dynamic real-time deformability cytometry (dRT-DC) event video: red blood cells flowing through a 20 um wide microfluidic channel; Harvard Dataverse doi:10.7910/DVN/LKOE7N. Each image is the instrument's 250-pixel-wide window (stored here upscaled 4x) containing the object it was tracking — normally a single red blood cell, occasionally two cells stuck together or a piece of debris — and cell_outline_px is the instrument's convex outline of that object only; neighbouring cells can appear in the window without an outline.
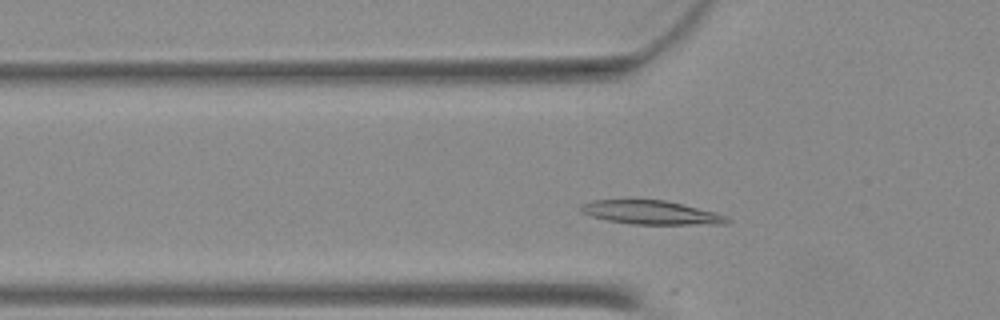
{"species": "Egyptian fruit bat (a non-hibernating species)", "species_latin": "Rousettus aegyptiacus", "temperature_condition": "warm", "stored_images_in_passage": 37, "camera_frame_rate_fps": 3000, "um_per_image_px": 0.085, "animal": {"sex": "female"}, "frame": {"image": 1, "passage_image": 7, "time_ms": 2.0, "image_size_px": [1000, 320], "cell_outline_px": [[732, 220], [728, 224], [632, 224], [608, 220], [592, 216], [580, 212], [576, 208], [580, 204], [592, 200], [664, 200], [716, 212]], "centroid_in_image_um": [55.3, 18.06], "position_along_channel_um": 70.5, "area_um2": 20.23}}
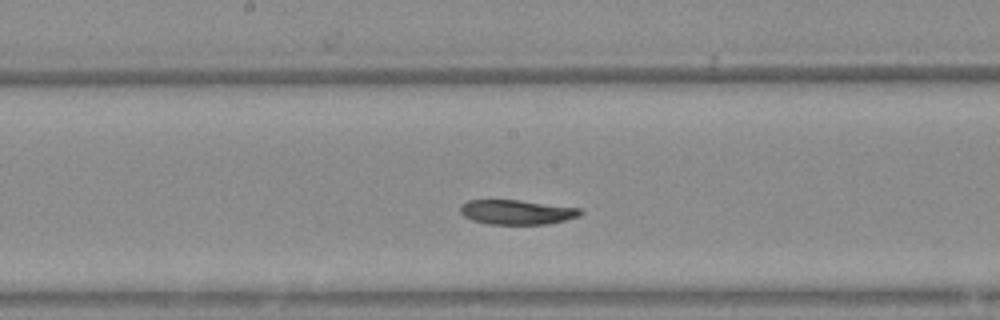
{"frame": {"image": 2, "passage_image": 17, "time_ms": 5.333, "image_size_px": [1000, 320], "cell_outline_px": [[584, 212], [580, 216], [548, 224], [488, 224], [472, 220], [464, 216], [460, 212], [460, 204], [468, 200], [516, 200], [580, 208]], "centroid_in_image_um": [43.91, 18.03], "position_along_channel_um": 204.3, "area_um2": 17.17}}
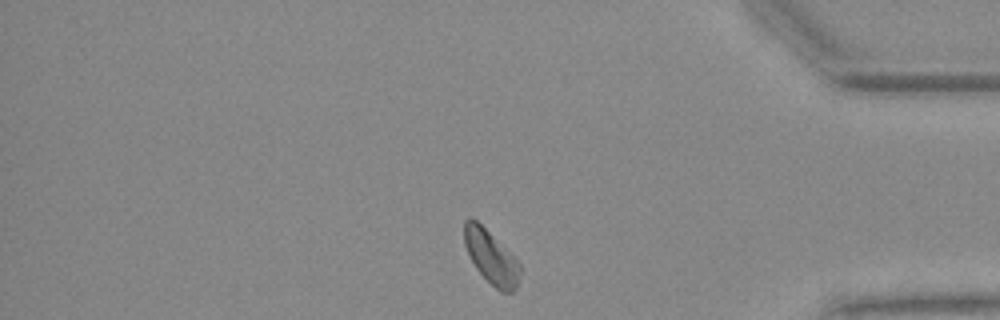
{"frame": {"image": 3, "passage_image": 33, "time_ms": 10.667, "image_size_px": [1000, 320], "cell_outline_px": [[520, 272], [516, 288], [512, 292], [500, 292], [476, 268], [464, 244], [464, 220], [468, 216], [472, 216], [520, 264]], "centroid_in_image_um": [41.71, 21.84], "position_along_channel_um": 393.5, "area_um2": 16.76}}